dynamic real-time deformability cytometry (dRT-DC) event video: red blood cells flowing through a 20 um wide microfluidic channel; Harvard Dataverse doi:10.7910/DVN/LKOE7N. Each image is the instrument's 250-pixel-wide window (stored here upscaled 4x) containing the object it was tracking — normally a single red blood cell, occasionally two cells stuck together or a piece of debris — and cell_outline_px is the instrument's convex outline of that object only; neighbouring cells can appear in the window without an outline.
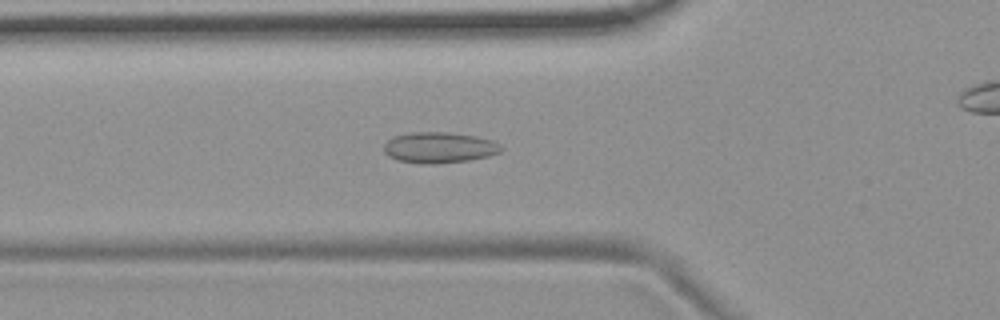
{"species": "common noctule bat (a hibernating species)", "species_latin": "Nyctalus noctula", "temperature_condition": "room temperature", "stored_images_in_passage": 55, "camera_frame_rate_fps": 3000, "um_per_image_px": 0.085, "animal": {"sex": "female", "body_mass_g": 19.9}, "frame": {"image": 1, "passage_image": 19, "time_ms": 6.0, "image_size_px": [1000, 320], "cell_outline_px": [[504, 148], [500, 152], [488, 156], [468, 160], [436, 164], [420, 164], [396, 160], [388, 156], [384, 152], [384, 144], [392, 136], [408, 132], [448, 132], [476, 136], [492, 140]], "centroid_in_image_um": [37.29, 12.54], "position_along_channel_um": 88.5, "area_um2": 21.33}}
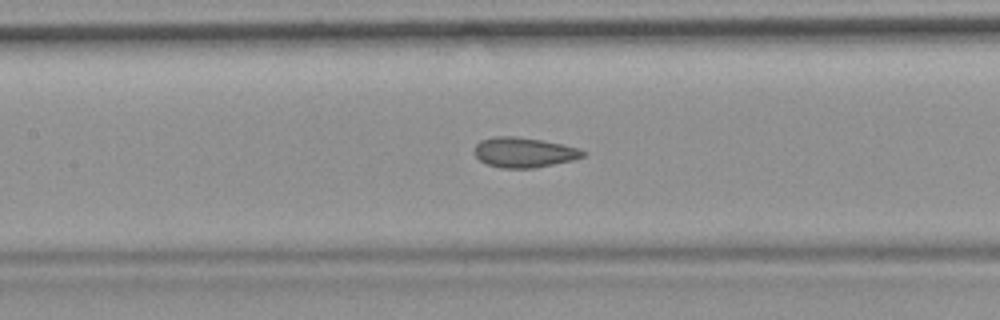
{"frame": {"image": 2, "passage_image": 25, "time_ms": 8.0, "image_size_px": [1000, 320], "cell_outline_px": [[588, 152], [584, 156], [572, 160], [536, 168], [500, 168], [488, 164], [480, 160], [472, 152], [476, 144], [480, 140], [492, 136], [516, 136], [540, 140], [580, 148]], "centroid_in_image_um": [44.51, 12.95], "position_along_channel_um": 162.9, "area_um2": 19.13}}
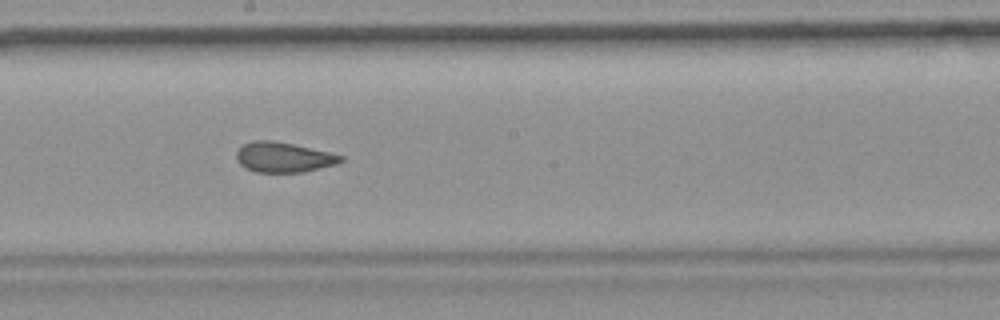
{"frame": {"image": 3, "passage_image": 30, "time_ms": 9.667, "image_size_px": [1000, 320], "cell_outline_px": [[344, 160], [336, 164], [304, 172], [256, 172], [244, 168], [236, 160], [236, 152], [244, 144], [252, 140], [272, 140], [292, 144], [328, 152], [344, 156]], "centroid_in_image_um": [24.07, 13.37], "position_along_channel_um": 224.1, "area_um2": 18.26}, "authors_computed_cell_mechanics": {"area_um2": 19.3052, "velocity_mm_per_s": 3.6998, "shape_relaxation_time_tau1_ms": null, "shape_relaxation_time_tau2_ms": 1.2486, "deformation_change_tau1": null, "deformation_change_tau2": 0.0775}}